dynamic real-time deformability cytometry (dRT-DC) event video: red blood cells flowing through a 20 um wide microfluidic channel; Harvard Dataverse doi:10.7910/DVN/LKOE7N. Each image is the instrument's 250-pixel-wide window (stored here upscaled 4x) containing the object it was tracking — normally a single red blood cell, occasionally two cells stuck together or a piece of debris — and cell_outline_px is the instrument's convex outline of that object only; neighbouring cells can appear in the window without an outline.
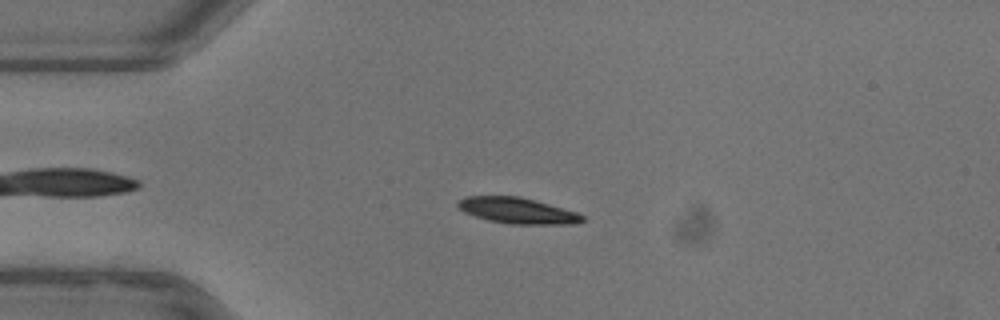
{"species": "common noctule bat (a hibernating species)", "species_latin": "Nyctalus noctula", "temperature_condition": "warm", "stored_images_in_passage": 50, "camera_frame_rate_fps": 3000, "um_per_image_px": 0.085, "animal": {"sex": "female"}, "frame": {"image": 1, "passage_image": 10, "time_ms": 3.0, "image_size_px": [1000, 320], "cell_outline_px": [[584, 220], [572, 224], [508, 224], [488, 220], [464, 212], [456, 204], [460, 200], [468, 196], [520, 196], [576, 212], [584, 216]], "centroid_in_image_um": [43.97, 17.9], "position_along_channel_um": 41.0, "area_um2": 18.55}}
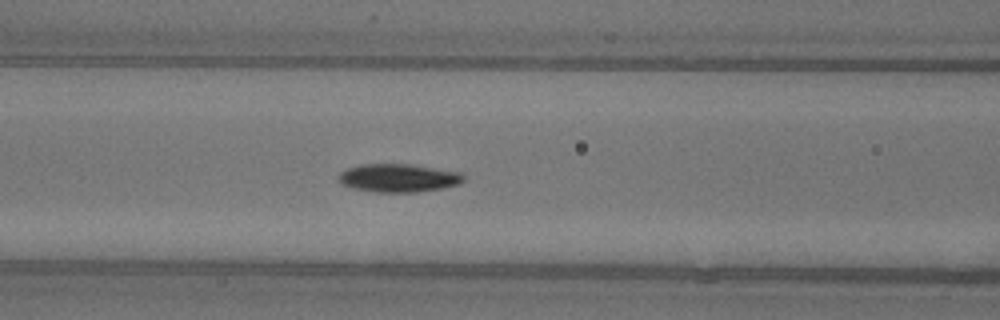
{"frame": {"image": 2, "passage_image": 19, "time_ms": 6.0, "image_size_px": [1000, 320], "cell_outline_px": [[464, 180], [456, 184], [440, 188], [416, 192], [376, 192], [356, 188], [340, 184], [336, 176], [340, 172], [348, 168], [360, 164], [408, 164], [460, 172], [464, 176]], "centroid_in_image_um": [33.8, 15.12], "position_along_channel_um": 132.8, "area_um2": 20.35}}
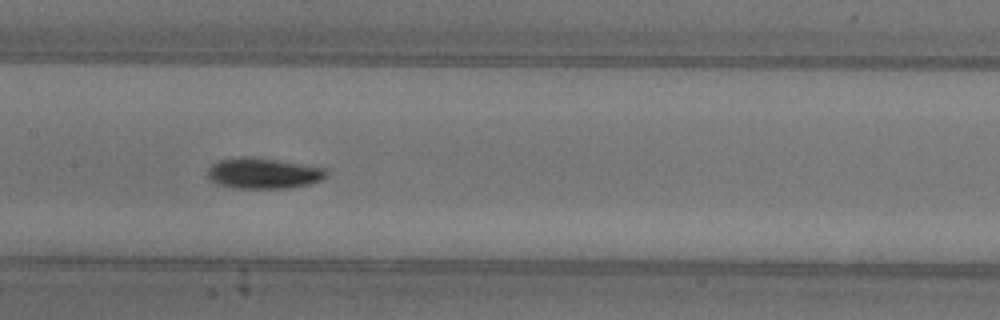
{"frame": {"image": 3, "passage_image": 23, "time_ms": 7.333, "image_size_px": [1000, 320], "cell_outline_px": [[328, 176], [320, 180], [308, 184], [288, 188], [232, 188], [216, 184], [208, 180], [208, 168], [212, 164], [220, 160], [240, 156], [252, 156], [324, 168], [328, 172]], "centroid_in_image_um": [22.33, 14.73], "position_along_channel_um": 185.1, "area_um2": 21.33}, "authors_computed_cell_mechanics": {"area_um2": 19.2185, "velocity_mm_per_s": 3.9146, "shape_relaxation_time_tau1_ms": 2.6866, "shape_relaxation_time_tau2_ms": 0.8143, "deformation_change_tau1": 0.1226, "deformation_change_tau2": 0.0341}}